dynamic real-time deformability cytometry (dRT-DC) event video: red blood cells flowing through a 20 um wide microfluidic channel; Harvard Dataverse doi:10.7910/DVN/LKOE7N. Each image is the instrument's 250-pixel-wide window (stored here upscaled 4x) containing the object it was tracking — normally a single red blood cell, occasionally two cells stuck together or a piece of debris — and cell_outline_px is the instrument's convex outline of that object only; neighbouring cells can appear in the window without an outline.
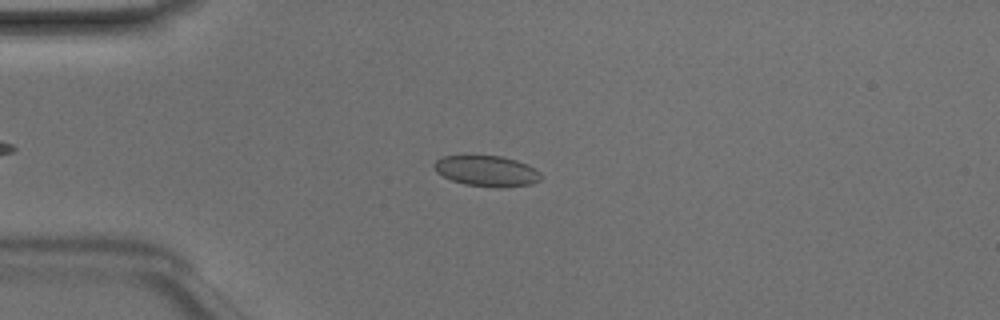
{"species": "Egyptian fruit bat (a non-hibernating species)", "species_latin": "Rousettus aegyptiacus", "temperature_condition": "room temperature", "stored_images_in_passage": 45, "camera_frame_rate_fps": 3000, "um_per_image_px": 0.085, "animal": {"sex": "male"}, "frame": {"image": 1, "passage_image": 13, "time_ms": 4.0, "image_size_px": [1000, 320], "cell_outline_px": [[540, 180], [532, 184], [500, 188], [496, 188], [464, 184], [452, 180], [436, 172], [432, 164], [436, 160], [444, 156], [500, 156], [516, 160], [528, 164], [540, 172]], "centroid_in_image_um": [41.38, 14.54], "position_along_channel_um": 43.6, "area_um2": 19.13}}
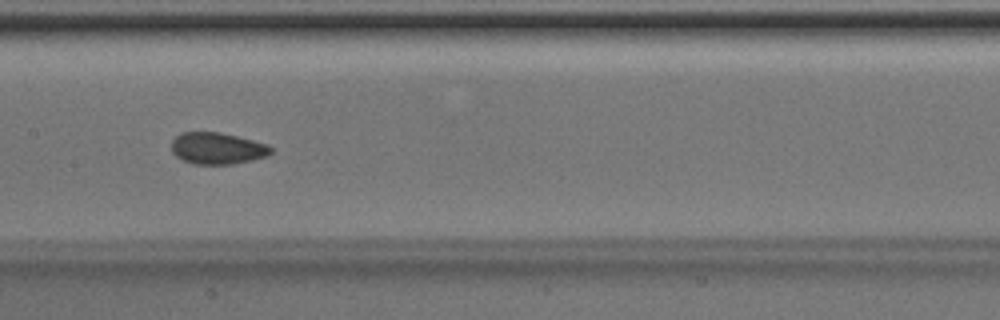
{"frame": {"image": 2, "passage_image": 25, "time_ms": 8.0, "image_size_px": [1000, 320], "cell_outline_px": [[272, 152], [268, 156], [252, 160], [232, 164], [192, 164], [176, 156], [172, 152], [172, 140], [180, 132], [220, 132], [268, 144], [272, 148]], "centroid_in_image_um": [18.47, 12.61], "position_along_channel_um": 188.9, "area_um2": 18.38}}
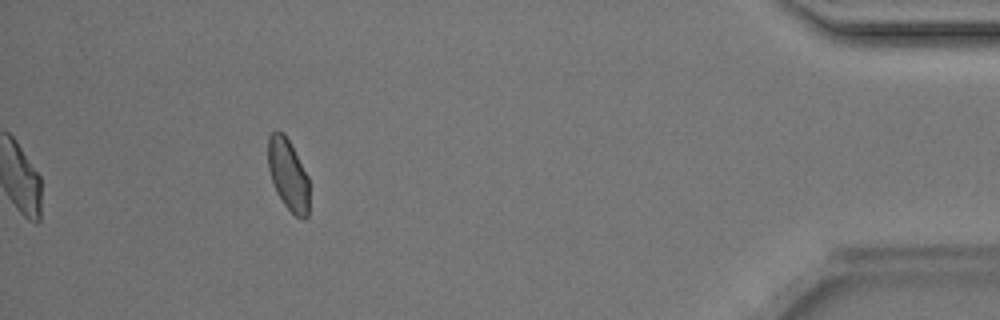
{"frame": {"image": 3, "passage_image": 45, "time_ms": 14.667, "image_size_px": [1000, 320], "cell_outline_px": [[308, 216], [304, 220], [300, 220], [284, 204], [276, 192], [268, 168], [268, 136], [276, 128], [284, 132], [308, 176]], "centroid_in_image_um": [24.48, 14.82], "position_along_channel_um": 410.7, "area_um2": 17.17}, "authors_computed_cell_mechanics": {"area_um2": 18.6116, "velocity_mm_per_s": 4.1752, "shape_relaxation_time_tau1_ms": null, "shape_relaxation_time_tau2_ms": 2.3696, "deformation_change_tau1": null, "deformation_change_tau2": 0.0594}}